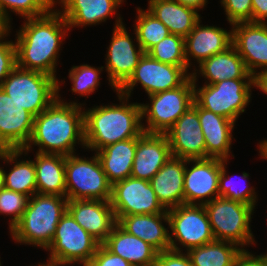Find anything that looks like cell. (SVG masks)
Segmentation results:
<instances>
[{
	"label": "cell",
	"mask_w": 267,
	"mask_h": 266,
	"mask_svg": "<svg viewBox=\"0 0 267 266\" xmlns=\"http://www.w3.org/2000/svg\"><path fill=\"white\" fill-rule=\"evenodd\" d=\"M55 8L43 16L25 19L16 31L15 46L18 67L56 78L59 51L70 28Z\"/></svg>",
	"instance_id": "cell-1"
},
{
	"label": "cell",
	"mask_w": 267,
	"mask_h": 266,
	"mask_svg": "<svg viewBox=\"0 0 267 266\" xmlns=\"http://www.w3.org/2000/svg\"><path fill=\"white\" fill-rule=\"evenodd\" d=\"M63 82V83H62ZM58 80V98L43 112L34 117L33 132L24 156L32 146H37L39 153L71 155L75 154L76 144L85 148L84 141V104L64 102L59 94L61 84Z\"/></svg>",
	"instance_id": "cell-2"
},
{
	"label": "cell",
	"mask_w": 267,
	"mask_h": 266,
	"mask_svg": "<svg viewBox=\"0 0 267 266\" xmlns=\"http://www.w3.org/2000/svg\"><path fill=\"white\" fill-rule=\"evenodd\" d=\"M119 104L84 107L85 149L98 151L130 138L140 137L142 127L141 104L129 103V97L116 92Z\"/></svg>",
	"instance_id": "cell-3"
},
{
	"label": "cell",
	"mask_w": 267,
	"mask_h": 266,
	"mask_svg": "<svg viewBox=\"0 0 267 266\" xmlns=\"http://www.w3.org/2000/svg\"><path fill=\"white\" fill-rule=\"evenodd\" d=\"M66 197L35 193L29 198L20 221L10 230L11 238L20 245H34L46 250L57 225L67 211Z\"/></svg>",
	"instance_id": "cell-4"
},
{
	"label": "cell",
	"mask_w": 267,
	"mask_h": 266,
	"mask_svg": "<svg viewBox=\"0 0 267 266\" xmlns=\"http://www.w3.org/2000/svg\"><path fill=\"white\" fill-rule=\"evenodd\" d=\"M1 88L34 117L58 98V78L16 66Z\"/></svg>",
	"instance_id": "cell-5"
},
{
	"label": "cell",
	"mask_w": 267,
	"mask_h": 266,
	"mask_svg": "<svg viewBox=\"0 0 267 266\" xmlns=\"http://www.w3.org/2000/svg\"><path fill=\"white\" fill-rule=\"evenodd\" d=\"M215 240L228 241L244 249L256 244L250 222L254 207L239 201L216 197L205 203ZM246 246V247H245Z\"/></svg>",
	"instance_id": "cell-6"
},
{
	"label": "cell",
	"mask_w": 267,
	"mask_h": 266,
	"mask_svg": "<svg viewBox=\"0 0 267 266\" xmlns=\"http://www.w3.org/2000/svg\"><path fill=\"white\" fill-rule=\"evenodd\" d=\"M194 81V101L201 107L234 122L252 100L254 78L226 79L199 87Z\"/></svg>",
	"instance_id": "cell-7"
},
{
	"label": "cell",
	"mask_w": 267,
	"mask_h": 266,
	"mask_svg": "<svg viewBox=\"0 0 267 266\" xmlns=\"http://www.w3.org/2000/svg\"><path fill=\"white\" fill-rule=\"evenodd\" d=\"M65 180L68 200H111L112 184L96 153L90 158L76 153L65 156Z\"/></svg>",
	"instance_id": "cell-8"
},
{
	"label": "cell",
	"mask_w": 267,
	"mask_h": 266,
	"mask_svg": "<svg viewBox=\"0 0 267 266\" xmlns=\"http://www.w3.org/2000/svg\"><path fill=\"white\" fill-rule=\"evenodd\" d=\"M149 103L141 104L143 131L165 134L190 108L194 101V81L190 76L181 86L148 96Z\"/></svg>",
	"instance_id": "cell-9"
},
{
	"label": "cell",
	"mask_w": 267,
	"mask_h": 266,
	"mask_svg": "<svg viewBox=\"0 0 267 266\" xmlns=\"http://www.w3.org/2000/svg\"><path fill=\"white\" fill-rule=\"evenodd\" d=\"M100 243L83 229L66 211L61 217L46 249L50 254L47 261L57 266H72L89 263Z\"/></svg>",
	"instance_id": "cell-10"
},
{
	"label": "cell",
	"mask_w": 267,
	"mask_h": 266,
	"mask_svg": "<svg viewBox=\"0 0 267 266\" xmlns=\"http://www.w3.org/2000/svg\"><path fill=\"white\" fill-rule=\"evenodd\" d=\"M167 213L171 250L186 252L215 241L204 205L182 204Z\"/></svg>",
	"instance_id": "cell-11"
},
{
	"label": "cell",
	"mask_w": 267,
	"mask_h": 266,
	"mask_svg": "<svg viewBox=\"0 0 267 266\" xmlns=\"http://www.w3.org/2000/svg\"><path fill=\"white\" fill-rule=\"evenodd\" d=\"M188 71V67L162 63L144 53L133 74L117 92L130 98L134 87L138 83L143 87L148 96L161 91L171 90L181 86L191 76L192 73Z\"/></svg>",
	"instance_id": "cell-12"
},
{
	"label": "cell",
	"mask_w": 267,
	"mask_h": 266,
	"mask_svg": "<svg viewBox=\"0 0 267 266\" xmlns=\"http://www.w3.org/2000/svg\"><path fill=\"white\" fill-rule=\"evenodd\" d=\"M115 216L167 213L148 180L128 177L112 185L110 200Z\"/></svg>",
	"instance_id": "cell-13"
},
{
	"label": "cell",
	"mask_w": 267,
	"mask_h": 266,
	"mask_svg": "<svg viewBox=\"0 0 267 266\" xmlns=\"http://www.w3.org/2000/svg\"><path fill=\"white\" fill-rule=\"evenodd\" d=\"M126 29L124 24L113 28L111 42L105 55L108 84L115 92L133 74L140 58L145 53L138 42L134 44L135 41Z\"/></svg>",
	"instance_id": "cell-14"
},
{
	"label": "cell",
	"mask_w": 267,
	"mask_h": 266,
	"mask_svg": "<svg viewBox=\"0 0 267 266\" xmlns=\"http://www.w3.org/2000/svg\"><path fill=\"white\" fill-rule=\"evenodd\" d=\"M190 164L193 165L189 166ZM220 173L221 159H187L184 172V204L204 205L219 197Z\"/></svg>",
	"instance_id": "cell-15"
},
{
	"label": "cell",
	"mask_w": 267,
	"mask_h": 266,
	"mask_svg": "<svg viewBox=\"0 0 267 266\" xmlns=\"http://www.w3.org/2000/svg\"><path fill=\"white\" fill-rule=\"evenodd\" d=\"M171 154L184 159H206V145L198 117V104H193L165 133Z\"/></svg>",
	"instance_id": "cell-16"
},
{
	"label": "cell",
	"mask_w": 267,
	"mask_h": 266,
	"mask_svg": "<svg viewBox=\"0 0 267 266\" xmlns=\"http://www.w3.org/2000/svg\"><path fill=\"white\" fill-rule=\"evenodd\" d=\"M34 116L0 87V150L24 149L33 132Z\"/></svg>",
	"instance_id": "cell-17"
},
{
	"label": "cell",
	"mask_w": 267,
	"mask_h": 266,
	"mask_svg": "<svg viewBox=\"0 0 267 266\" xmlns=\"http://www.w3.org/2000/svg\"><path fill=\"white\" fill-rule=\"evenodd\" d=\"M231 26L232 45L255 77L258 70L267 69V23L241 22Z\"/></svg>",
	"instance_id": "cell-18"
},
{
	"label": "cell",
	"mask_w": 267,
	"mask_h": 266,
	"mask_svg": "<svg viewBox=\"0 0 267 266\" xmlns=\"http://www.w3.org/2000/svg\"><path fill=\"white\" fill-rule=\"evenodd\" d=\"M124 0H54L60 4L59 12L66 20L70 31L74 27L99 25L110 16L117 15L114 27L124 24L122 17L116 13Z\"/></svg>",
	"instance_id": "cell-19"
},
{
	"label": "cell",
	"mask_w": 267,
	"mask_h": 266,
	"mask_svg": "<svg viewBox=\"0 0 267 266\" xmlns=\"http://www.w3.org/2000/svg\"><path fill=\"white\" fill-rule=\"evenodd\" d=\"M67 211L100 244L117 223L110 201L68 200Z\"/></svg>",
	"instance_id": "cell-20"
},
{
	"label": "cell",
	"mask_w": 267,
	"mask_h": 266,
	"mask_svg": "<svg viewBox=\"0 0 267 266\" xmlns=\"http://www.w3.org/2000/svg\"><path fill=\"white\" fill-rule=\"evenodd\" d=\"M201 22L200 20L184 38L185 59L189 69L193 63L191 60H196L200 65L204 60L232 46V29L227 31L214 25L203 26Z\"/></svg>",
	"instance_id": "cell-21"
},
{
	"label": "cell",
	"mask_w": 267,
	"mask_h": 266,
	"mask_svg": "<svg viewBox=\"0 0 267 266\" xmlns=\"http://www.w3.org/2000/svg\"><path fill=\"white\" fill-rule=\"evenodd\" d=\"M171 156L166 134L144 132L137 140L131 177L150 181Z\"/></svg>",
	"instance_id": "cell-22"
},
{
	"label": "cell",
	"mask_w": 267,
	"mask_h": 266,
	"mask_svg": "<svg viewBox=\"0 0 267 266\" xmlns=\"http://www.w3.org/2000/svg\"><path fill=\"white\" fill-rule=\"evenodd\" d=\"M187 159L171 156L151 178L159 203L165 210L184 204V172Z\"/></svg>",
	"instance_id": "cell-23"
},
{
	"label": "cell",
	"mask_w": 267,
	"mask_h": 266,
	"mask_svg": "<svg viewBox=\"0 0 267 266\" xmlns=\"http://www.w3.org/2000/svg\"><path fill=\"white\" fill-rule=\"evenodd\" d=\"M117 223L128 233L136 236L158 252L171 250L168 213L115 216Z\"/></svg>",
	"instance_id": "cell-24"
},
{
	"label": "cell",
	"mask_w": 267,
	"mask_h": 266,
	"mask_svg": "<svg viewBox=\"0 0 267 266\" xmlns=\"http://www.w3.org/2000/svg\"><path fill=\"white\" fill-rule=\"evenodd\" d=\"M198 117L206 145V158L228 160L235 122L198 105Z\"/></svg>",
	"instance_id": "cell-25"
},
{
	"label": "cell",
	"mask_w": 267,
	"mask_h": 266,
	"mask_svg": "<svg viewBox=\"0 0 267 266\" xmlns=\"http://www.w3.org/2000/svg\"><path fill=\"white\" fill-rule=\"evenodd\" d=\"M194 68L193 72L191 71L193 81L197 82L198 75L201 74L206 80L204 84H214L226 79L254 78L246 69L243 59L233 45L224 52L204 60L198 66V70L196 66Z\"/></svg>",
	"instance_id": "cell-26"
},
{
	"label": "cell",
	"mask_w": 267,
	"mask_h": 266,
	"mask_svg": "<svg viewBox=\"0 0 267 266\" xmlns=\"http://www.w3.org/2000/svg\"><path fill=\"white\" fill-rule=\"evenodd\" d=\"M102 244L133 266H154L158 255L155 248L125 231L118 223Z\"/></svg>",
	"instance_id": "cell-27"
},
{
	"label": "cell",
	"mask_w": 267,
	"mask_h": 266,
	"mask_svg": "<svg viewBox=\"0 0 267 266\" xmlns=\"http://www.w3.org/2000/svg\"><path fill=\"white\" fill-rule=\"evenodd\" d=\"M147 10L165 24L170 34L184 38L201 20L199 11L175 0H149Z\"/></svg>",
	"instance_id": "cell-28"
},
{
	"label": "cell",
	"mask_w": 267,
	"mask_h": 266,
	"mask_svg": "<svg viewBox=\"0 0 267 266\" xmlns=\"http://www.w3.org/2000/svg\"><path fill=\"white\" fill-rule=\"evenodd\" d=\"M138 139L139 137L119 141L95 152L112 185L131 177Z\"/></svg>",
	"instance_id": "cell-29"
},
{
	"label": "cell",
	"mask_w": 267,
	"mask_h": 266,
	"mask_svg": "<svg viewBox=\"0 0 267 266\" xmlns=\"http://www.w3.org/2000/svg\"><path fill=\"white\" fill-rule=\"evenodd\" d=\"M37 193L66 197L65 155L36 152Z\"/></svg>",
	"instance_id": "cell-30"
},
{
	"label": "cell",
	"mask_w": 267,
	"mask_h": 266,
	"mask_svg": "<svg viewBox=\"0 0 267 266\" xmlns=\"http://www.w3.org/2000/svg\"><path fill=\"white\" fill-rule=\"evenodd\" d=\"M23 153V149L0 150L1 161L3 160L4 164H13L11 170L7 171L9 173L3 169L4 187L11 191L25 194L30 198L37 193L35 164L31 159L24 160L22 158L21 160Z\"/></svg>",
	"instance_id": "cell-31"
},
{
	"label": "cell",
	"mask_w": 267,
	"mask_h": 266,
	"mask_svg": "<svg viewBox=\"0 0 267 266\" xmlns=\"http://www.w3.org/2000/svg\"><path fill=\"white\" fill-rule=\"evenodd\" d=\"M243 249L228 241H213L189 249L192 266H233Z\"/></svg>",
	"instance_id": "cell-32"
},
{
	"label": "cell",
	"mask_w": 267,
	"mask_h": 266,
	"mask_svg": "<svg viewBox=\"0 0 267 266\" xmlns=\"http://www.w3.org/2000/svg\"><path fill=\"white\" fill-rule=\"evenodd\" d=\"M136 10L138 16L136 17L137 19L134 25V40L139 43L146 53L151 47L167 37L170 32L165 24L158 20L147 9L145 11L137 7Z\"/></svg>",
	"instance_id": "cell-33"
},
{
	"label": "cell",
	"mask_w": 267,
	"mask_h": 266,
	"mask_svg": "<svg viewBox=\"0 0 267 266\" xmlns=\"http://www.w3.org/2000/svg\"><path fill=\"white\" fill-rule=\"evenodd\" d=\"M228 160H221V173L219 175V182H218V193H219V197H223L226 199H230L233 201H239L241 203L244 204H248L250 206H253L255 208V206H257V201L258 198L256 195L257 193L255 192V188L254 186L251 187L249 186V184H247V181L249 179V173H246L245 171L242 172L241 175V181H246V182H242L243 185H240L239 181L240 178L236 180L237 177L231 178V176H228L227 174V170H226V164ZM237 181V182H236ZM245 184V186H244ZM238 186V187H237Z\"/></svg>",
	"instance_id": "cell-34"
},
{
	"label": "cell",
	"mask_w": 267,
	"mask_h": 266,
	"mask_svg": "<svg viewBox=\"0 0 267 266\" xmlns=\"http://www.w3.org/2000/svg\"><path fill=\"white\" fill-rule=\"evenodd\" d=\"M54 6V0H0V13L11 27L10 11L27 19L43 16Z\"/></svg>",
	"instance_id": "cell-35"
},
{
	"label": "cell",
	"mask_w": 267,
	"mask_h": 266,
	"mask_svg": "<svg viewBox=\"0 0 267 266\" xmlns=\"http://www.w3.org/2000/svg\"><path fill=\"white\" fill-rule=\"evenodd\" d=\"M146 53L162 63L188 67L185 59L184 37L182 36L169 34Z\"/></svg>",
	"instance_id": "cell-36"
},
{
	"label": "cell",
	"mask_w": 267,
	"mask_h": 266,
	"mask_svg": "<svg viewBox=\"0 0 267 266\" xmlns=\"http://www.w3.org/2000/svg\"><path fill=\"white\" fill-rule=\"evenodd\" d=\"M103 69L104 66L96 68L88 64L73 66L68 74V78L72 82L71 91L79 94L80 97L88 98L91 93L98 90L100 73Z\"/></svg>",
	"instance_id": "cell-37"
},
{
	"label": "cell",
	"mask_w": 267,
	"mask_h": 266,
	"mask_svg": "<svg viewBox=\"0 0 267 266\" xmlns=\"http://www.w3.org/2000/svg\"><path fill=\"white\" fill-rule=\"evenodd\" d=\"M29 197L25 194L11 191L5 187L0 190V214L10 216L9 230L20 221L26 210Z\"/></svg>",
	"instance_id": "cell-38"
},
{
	"label": "cell",
	"mask_w": 267,
	"mask_h": 266,
	"mask_svg": "<svg viewBox=\"0 0 267 266\" xmlns=\"http://www.w3.org/2000/svg\"><path fill=\"white\" fill-rule=\"evenodd\" d=\"M230 25L252 22V0H220Z\"/></svg>",
	"instance_id": "cell-39"
},
{
	"label": "cell",
	"mask_w": 267,
	"mask_h": 266,
	"mask_svg": "<svg viewBox=\"0 0 267 266\" xmlns=\"http://www.w3.org/2000/svg\"><path fill=\"white\" fill-rule=\"evenodd\" d=\"M10 32L9 29V32L0 34V87L5 78L17 66L15 42L5 38L10 36Z\"/></svg>",
	"instance_id": "cell-40"
},
{
	"label": "cell",
	"mask_w": 267,
	"mask_h": 266,
	"mask_svg": "<svg viewBox=\"0 0 267 266\" xmlns=\"http://www.w3.org/2000/svg\"><path fill=\"white\" fill-rule=\"evenodd\" d=\"M88 264L90 266H132L119 255L110 252L103 244L99 245Z\"/></svg>",
	"instance_id": "cell-41"
},
{
	"label": "cell",
	"mask_w": 267,
	"mask_h": 266,
	"mask_svg": "<svg viewBox=\"0 0 267 266\" xmlns=\"http://www.w3.org/2000/svg\"><path fill=\"white\" fill-rule=\"evenodd\" d=\"M154 266H192L187 253L167 250L158 252Z\"/></svg>",
	"instance_id": "cell-42"
},
{
	"label": "cell",
	"mask_w": 267,
	"mask_h": 266,
	"mask_svg": "<svg viewBox=\"0 0 267 266\" xmlns=\"http://www.w3.org/2000/svg\"><path fill=\"white\" fill-rule=\"evenodd\" d=\"M233 266H267V253L256 256L248 249H243Z\"/></svg>",
	"instance_id": "cell-43"
},
{
	"label": "cell",
	"mask_w": 267,
	"mask_h": 266,
	"mask_svg": "<svg viewBox=\"0 0 267 266\" xmlns=\"http://www.w3.org/2000/svg\"><path fill=\"white\" fill-rule=\"evenodd\" d=\"M252 22L267 23V0H252Z\"/></svg>",
	"instance_id": "cell-44"
},
{
	"label": "cell",
	"mask_w": 267,
	"mask_h": 266,
	"mask_svg": "<svg viewBox=\"0 0 267 266\" xmlns=\"http://www.w3.org/2000/svg\"><path fill=\"white\" fill-rule=\"evenodd\" d=\"M255 88L261 90L264 94H267V69L259 71L254 77Z\"/></svg>",
	"instance_id": "cell-45"
},
{
	"label": "cell",
	"mask_w": 267,
	"mask_h": 266,
	"mask_svg": "<svg viewBox=\"0 0 267 266\" xmlns=\"http://www.w3.org/2000/svg\"><path fill=\"white\" fill-rule=\"evenodd\" d=\"M176 2L191 7L195 10H202L207 5L208 0H175Z\"/></svg>",
	"instance_id": "cell-46"
},
{
	"label": "cell",
	"mask_w": 267,
	"mask_h": 266,
	"mask_svg": "<svg viewBox=\"0 0 267 266\" xmlns=\"http://www.w3.org/2000/svg\"><path fill=\"white\" fill-rule=\"evenodd\" d=\"M259 145H257V147L259 148V153H260V156L267 160V140L264 139L263 141H259L258 143Z\"/></svg>",
	"instance_id": "cell-47"
},
{
	"label": "cell",
	"mask_w": 267,
	"mask_h": 266,
	"mask_svg": "<svg viewBox=\"0 0 267 266\" xmlns=\"http://www.w3.org/2000/svg\"><path fill=\"white\" fill-rule=\"evenodd\" d=\"M9 29H12V26L10 27L6 21L4 20L3 16L0 13V34H4L6 32H9Z\"/></svg>",
	"instance_id": "cell-48"
},
{
	"label": "cell",
	"mask_w": 267,
	"mask_h": 266,
	"mask_svg": "<svg viewBox=\"0 0 267 266\" xmlns=\"http://www.w3.org/2000/svg\"><path fill=\"white\" fill-rule=\"evenodd\" d=\"M4 187L3 167H0V190Z\"/></svg>",
	"instance_id": "cell-49"
},
{
	"label": "cell",
	"mask_w": 267,
	"mask_h": 266,
	"mask_svg": "<svg viewBox=\"0 0 267 266\" xmlns=\"http://www.w3.org/2000/svg\"><path fill=\"white\" fill-rule=\"evenodd\" d=\"M38 266H55V264L51 263L50 261H47V263H43V264L42 263H39Z\"/></svg>",
	"instance_id": "cell-50"
},
{
	"label": "cell",
	"mask_w": 267,
	"mask_h": 266,
	"mask_svg": "<svg viewBox=\"0 0 267 266\" xmlns=\"http://www.w3.org/2000/svg\"><path fill=\"white\" fill-rule=\"evenodd\" d=\"M79 265H82V266H90L88 263H86V264H79Z\"/></svg>",
	"instance_id": "cell-51"
}]
</instances>
